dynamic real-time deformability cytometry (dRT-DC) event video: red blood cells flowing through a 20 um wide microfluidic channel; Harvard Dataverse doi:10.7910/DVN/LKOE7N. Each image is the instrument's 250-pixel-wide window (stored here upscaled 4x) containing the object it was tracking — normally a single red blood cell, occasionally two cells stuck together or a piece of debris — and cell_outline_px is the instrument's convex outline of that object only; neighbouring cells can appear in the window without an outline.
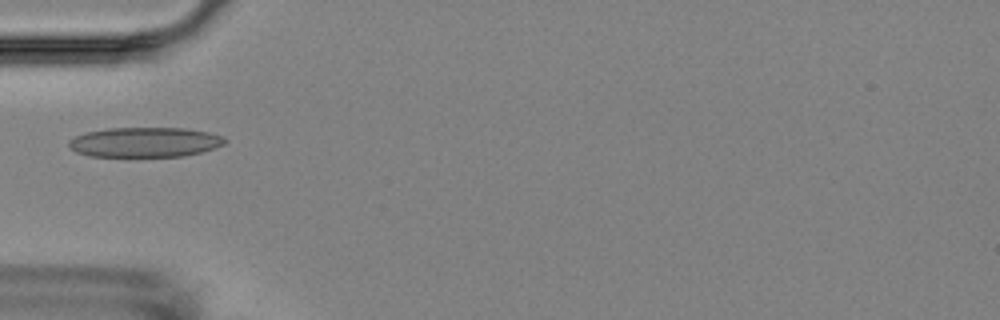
{"species": "Egyptian fruit bat (a non-hibernating species)", "species_latin": "Rousettus aegyptiacus", "temperature_condition": "room temperature", "stored_images_in_passage": 2, "camera_frame_rate_fps": 3000, "um_per_image_px": 0.085, "animal": {"sex": "female"}, "frame": {"image": 1, "passage_image": 2, "time_ms": 1.0, "image_size_px": [1000, 320], "cell_outline_px": [[228, 140], [224, 144], [200, 152], [184, 156], [88, 156], [76, 152], [68, 148], [68, 140], [76, 136], [88, 132], [108, 128], [184, 128], [208, 132], [224, 136]], "centroid_in_image_um": [12.3, 12.08], "position_along_channel_um": 72.7, "area_um2": 27.11}}